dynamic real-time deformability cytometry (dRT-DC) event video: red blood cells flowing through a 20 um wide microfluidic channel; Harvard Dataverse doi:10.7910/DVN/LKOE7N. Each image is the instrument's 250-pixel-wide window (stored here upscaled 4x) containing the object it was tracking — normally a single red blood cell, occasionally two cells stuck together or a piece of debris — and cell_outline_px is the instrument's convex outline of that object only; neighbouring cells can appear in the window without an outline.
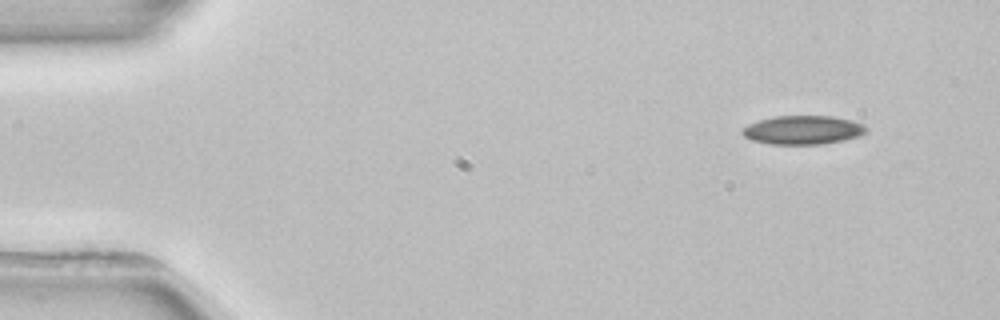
{"species": "common noctule bat (a hibernating species)", "species_latin": "Nyctalus noctula", "temperature_condition": "room temperature", "stored_images_in_passage": 4, "camera_frame_rate_fps": 3000, "um_per_image_px": 0.085, "animal": {"sex": "female", "body_mass_g": 22.7, "forearm_length_mm": 54.2}, "frame": {"image": 1, "passage_image": 1, "time_ms": 0.0, "image_size_px": [1000, 320], "cell_outline_px": [[868, 132], [860, 136], [844, 140], [820, 144], [768, 144], [752, 140], [744, 136], [740, 132], [748, 124], [760, 120], [776, 116], [832, 116], [852, 120], [864, 124], [868, 128]], "centroid_in_image_um": [68.29, 11.05], "position_along_channel_um": 16.7, "area_um2": 20.87}}
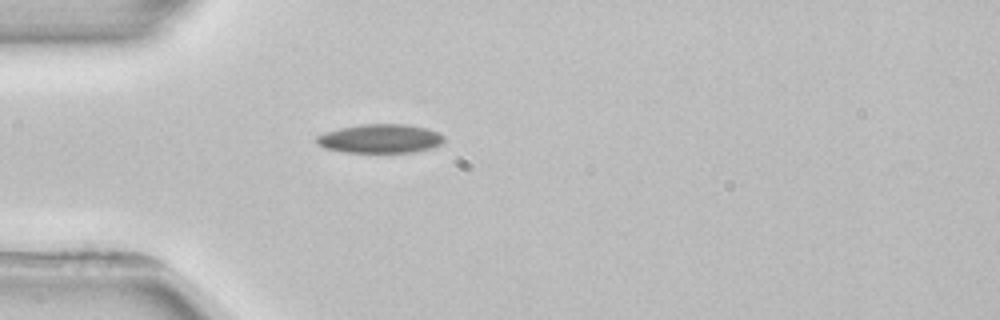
{"frame": {"image": 2, "passage_image": 4, "time_ms": 3.333, "image_size_px": [1000, 320], "cell_outline_px": [[444, 140], [440, 144], [432, 148], [412, 152], [344, 152], [324, 148], [316, 144], [316, 136], [324, 132], [340, 128], [360, 124], [408, 124], [428, 128], [440, 132], [444, 136]], "centroid_in_image_um": [32.32, 11.77], "position_along_channel_um": 52.7, "area_um2": 21.68}}